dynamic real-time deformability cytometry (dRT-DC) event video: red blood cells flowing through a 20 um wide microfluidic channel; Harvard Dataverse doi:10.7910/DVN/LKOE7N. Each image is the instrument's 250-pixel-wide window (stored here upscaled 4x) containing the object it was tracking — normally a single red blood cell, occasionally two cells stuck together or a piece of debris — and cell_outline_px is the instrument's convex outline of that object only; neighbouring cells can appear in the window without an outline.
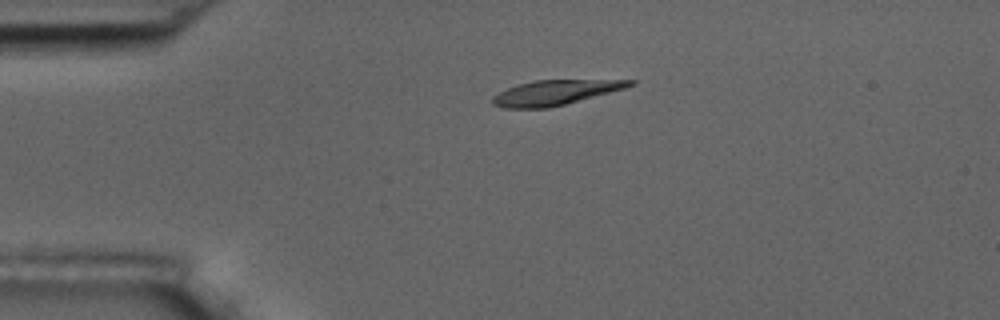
{"species": "common noctule bat (a hibernating species)", "species_latin": "Nyctalus noctula", "temperature_condition": "room temperature", "stored_images_in_passage": 3, "camera_frame_rate_fps": 3000, "um_per_image_px": 0.085, "animal": {"sex": "male", "body_mass_g": 17.5, "forearm_length_mm": 52.3}, "frame": {"image": 1, "passage_image": 1, "time_ms": 0.0, "image_size_px": [1000, 320], "cell_outline_px": [[636, 84], [624, 88], [564, 104], [548, 108], [504, 108], [492, 104], [492, 96], [508, 88], [520, 84], [536, 80], [636, 80]], "centroid_in_image_um": [47.16, 7.87], "position_along_channel_um": 37.8, "area_um2": 19.48}}
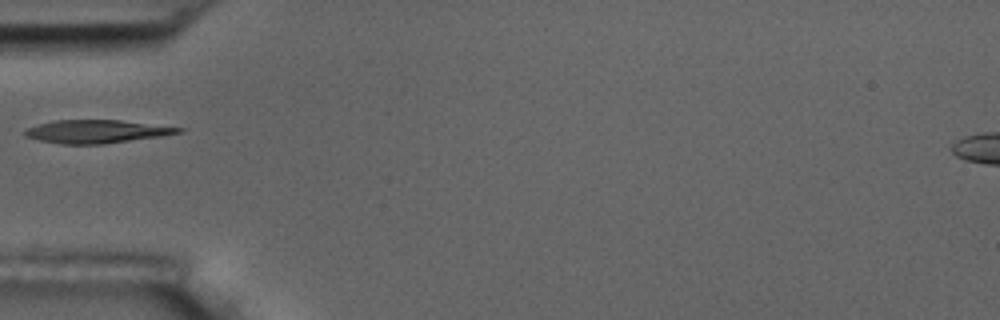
{"frame": {"image": 2, "passage_image": 2, "time_ms": 2.0, "image_size_px": [1000, 320], "cell_outline_px": [[184, 132], [160, 136], [104, 144], [60, 144], [40, 140], [24, 136], [24, 132], [28, 128], [52, 120], [120, 120], [184, 128]], "centroid_in_image_um": [8.21, 11.18], "position_along_channel_um": 76.8, "area_um2": 20.58}}